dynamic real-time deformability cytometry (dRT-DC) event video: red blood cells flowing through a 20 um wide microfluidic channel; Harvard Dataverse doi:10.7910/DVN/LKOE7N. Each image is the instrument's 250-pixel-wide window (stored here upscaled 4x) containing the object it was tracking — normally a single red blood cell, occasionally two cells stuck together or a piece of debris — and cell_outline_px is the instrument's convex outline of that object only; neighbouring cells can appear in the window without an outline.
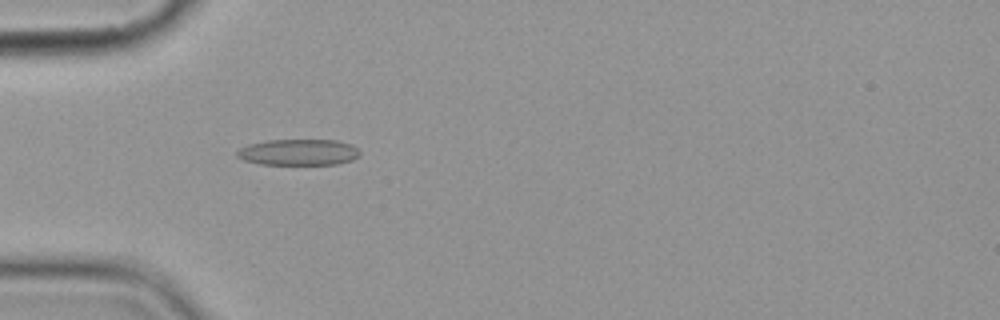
{"species": "common noctule bat (a hibernating species)", "species_latin": "Nyctalus noctula", "temperature_condition": "cold", "stored_images_in_passage": 3, "camera_frame_rate_fps": 3000, "um_per_image_px": 0.085, "animal": {"sex": "female", "body_mass_g": 19.9}, "frame": {"image": 1, "passage_image": 1, "time_ms": 0.0, "image_size_px": [1000, 320], "cell_outline_px": [[360, 156], [352, 160], [336, 164], [260, 164], [244, 160], [236, 156], [236, 152], [240, 148], [248, 144], [268, 140], [336, 140], [352, 144], [360, 152]], "centroid_in_image_um": [25.38, 12.93], "position_along_channel_um": 59.6, "area_um2": 18.73}}
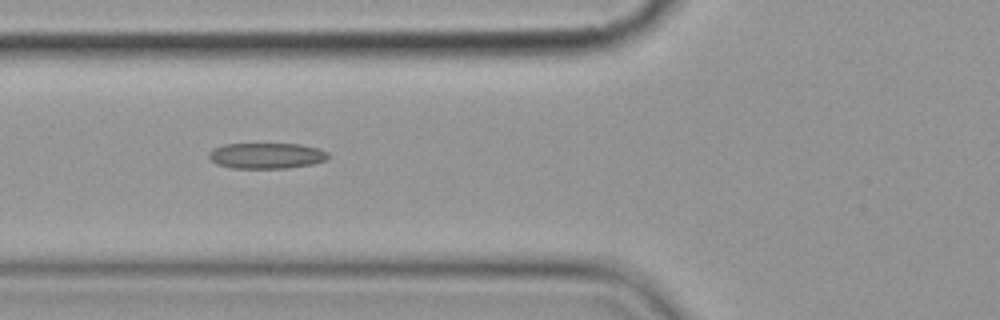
{"frame": {"image": 2, "passage_image": 2, "time_ms": 1.333, "image_size_px": [1000, 320], "cell_outline_px": [[328, 160], [312, 164], [288, 168], [232, 168], [216, 164], [208, 156], [208, 152], [212, 148], [224, 144], [300, 144], [320, 148], [328, 152]], "centroid_in_image_um": [22.66, 13.23], "position_along_channel_um": 103.1, "area_um2": 18.09}}
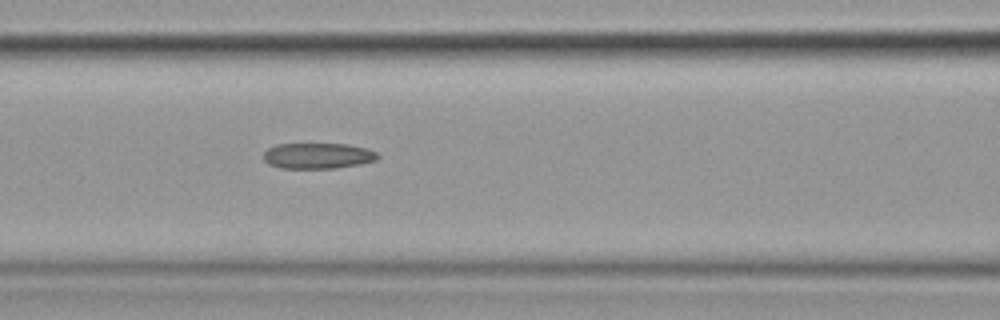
{"frame": {"image": 3, "passage_image": 3, "time_ms": 2.333, "image_size_px": [1000, 320], "cell_outline_px": [[380, 156], [376, 160], [360, 164], [336, 168], [280, 168], [268, 164], [264, 160], [264, 152], [268, 148], [276, 144], [348, 144], [368, 148], [376, 152]], "centroid_in_image_um": [27.02, 13.24], "position_along_channel_um": 139.6, "area_um2": 17.22}}